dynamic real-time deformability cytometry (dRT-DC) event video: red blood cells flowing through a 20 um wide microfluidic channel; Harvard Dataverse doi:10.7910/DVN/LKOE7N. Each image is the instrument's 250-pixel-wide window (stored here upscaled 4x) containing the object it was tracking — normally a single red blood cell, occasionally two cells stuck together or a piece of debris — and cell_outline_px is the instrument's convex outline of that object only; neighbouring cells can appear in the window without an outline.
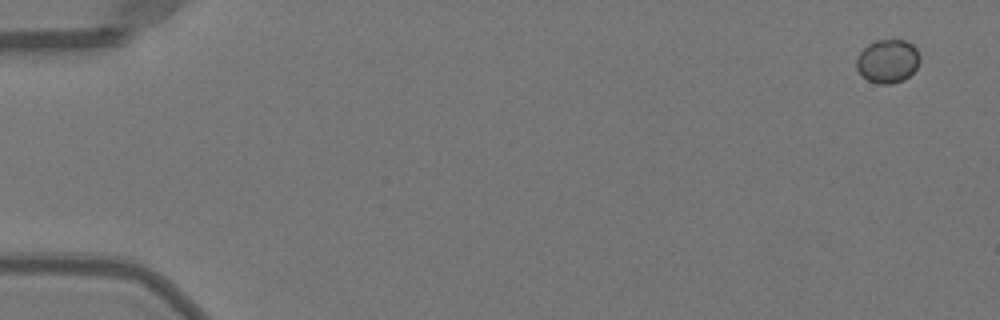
{"species": "Egyptian fruit bat (a non-hibernating species)", "species_latin": "Rousettus aegyptiacus", "temperature_condition": "warm", "stored_images_in_passage": 51, "camera_frame_rate_fps": 3000, "um_per_image_px": 0.085, "animal": {"sex": "female"}, "frame": {"image": 1, "passage_image": 1, "time_ms": 0.0, "image_size_px": [1000, 320], "cell_outline_px": [[920, 60], [916, 68], [904, 80], [892, 84], [880, 84], [868, 80], [856, 68], [856, 60], [860, 52], [868, 44], [876, 40], [904, 40], [912, 44], [916, 48], [920, 56]], "centroid_in_image_um": [75.46, 5.19], "position_along_channel_um": 9.5, "area_um2": 16.01}}
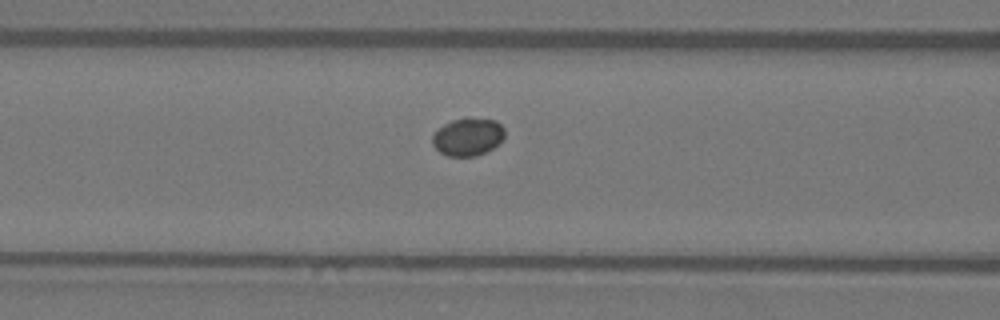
{"frame": {"image": 2, "passage_image": 21, "time_ms": 6.667, "image_size_px": [1000, 320], "cell_outline_px": [[504, 136], [492, 148], [476, 156], [448, 156], [440, 152], [432, 144], [432, 136], [444, 124], [452, 120], [468, 116], [496, 120], [504, 128]], "centroid_in_image_um": [39.76, 11.6], "position_along_channel_um": 126.8, "area_um2": 15.9}}
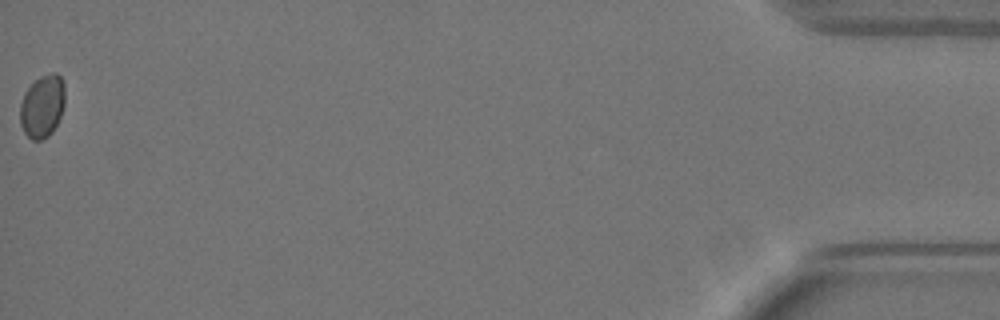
{"frame": {"image": 3, "passage_image": 51, "time_ms": 16.667, "image_size_px": [1000, 320], "cell_outline_px": [[64, 104], [60, 116], [52, 132], [48, 136], [40, 140], [32, 140], [24, 132], [20, 124], [20, 104], [24, 92], [40, 76], [52, 72], [56, 72], [64, 80]], "centroid_in_image_um": [3.59, 9.01], "position_along_channel_um": 431.6, "area_um2": 16.42}}